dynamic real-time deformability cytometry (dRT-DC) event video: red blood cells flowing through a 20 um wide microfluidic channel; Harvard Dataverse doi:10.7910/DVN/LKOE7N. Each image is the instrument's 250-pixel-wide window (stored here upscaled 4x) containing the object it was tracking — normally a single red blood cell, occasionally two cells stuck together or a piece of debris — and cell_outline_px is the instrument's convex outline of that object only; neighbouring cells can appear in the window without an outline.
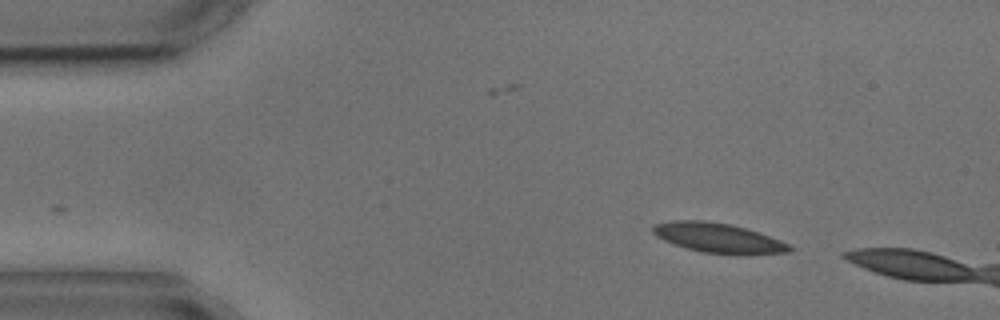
{"species": "common noctule bat (a hibernating species)", "species_latin": "Nyctalus noctula", "temperature_condition": "cold", "stored_images_in_passage": 2, "camera_frame_rate_fps": 3000, "um_per_image_px": 0.085, "animal": {"sex": "male", "body_mass_g": 17.9, "forearm_length_mm": 54.2}, "frame": {"image": 1, "passage_image": 2, "time_ms": 1.333, "image_size_px": [1000, 320], "cell_outline_px": [[796, 248], [788, 252], [736, 256], [704, 252], [688, 248], [664, 240], [656, 236], [652, 232], [652, 224], [668, 220], [708, 220], [732, 224], [760, 232], [792, 244]], "centroid_in_image_um": [61.12, 20.22], "position_along_channel_um": 23.9, "area_um2": 24.33}}